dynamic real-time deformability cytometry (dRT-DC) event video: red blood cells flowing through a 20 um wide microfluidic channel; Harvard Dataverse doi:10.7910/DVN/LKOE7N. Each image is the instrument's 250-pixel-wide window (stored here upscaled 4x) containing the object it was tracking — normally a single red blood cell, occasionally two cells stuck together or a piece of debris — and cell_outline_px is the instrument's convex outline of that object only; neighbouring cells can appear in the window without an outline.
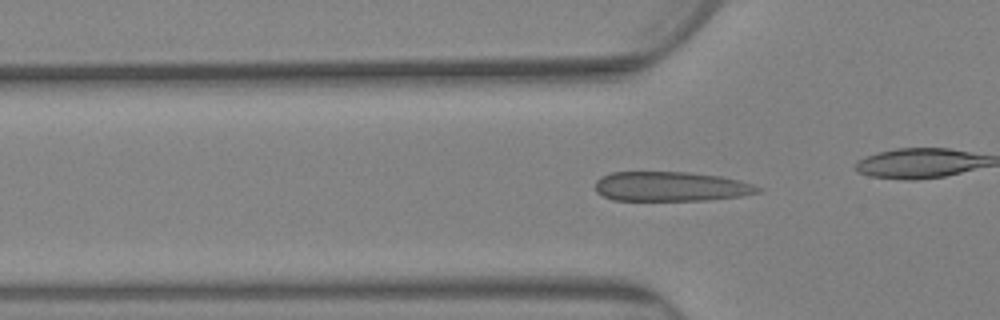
{"species": "Egyptian fruit bat (a non-hibernating species)", "species_latin": "Rousettus aegyptiacus", "temperature_condition": "warm", "stored_images_in_passage": 64, "camera_frame_rate_fps": 3000, "um_per_image_px": 0.085, "animal": {"sex": "female"}, "frame": {"image": 1, "passage_image": 25, "time_ms": 8.0, "image_size_px": [1000, 320], "cell_outline_px": [[760, 192], [740, 196], [708, 200], [612, 200], [596, 192], [596, 180], [600, 176], [612, 172], [688, 172], [720, 176], [752, 184], [760, 188]], "centroid_in_image_um": [56.98, 15.85], "position_along_channel_um": 68.8, "area_um2": 27.92}}
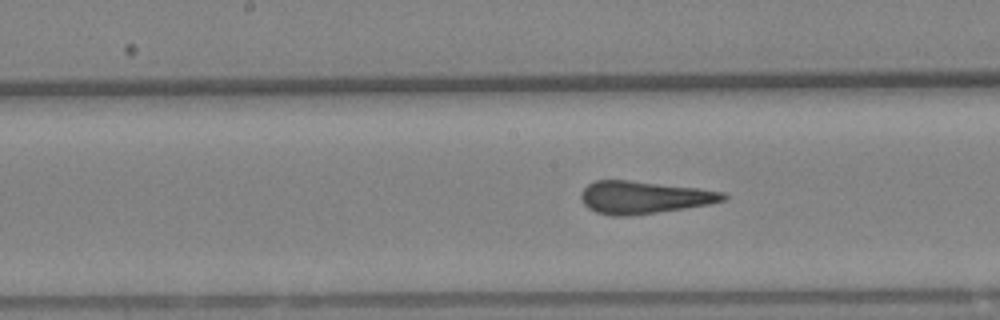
{"frame": {"image": 2, "passage_image": 40, "time_ms": 13.0, "image_size_px": [1000, 320], "cell_outline_px": [[728, 196], [724, 200], [708, 204], [684, 208], [628, 216], [612, 216], [596, 212], [588, 208], [584, 204], [580, 196], [580, 192], [588, 184], [596, 180], [628, 180], [696, 188], [724, 192]], "centroid_in_image_um": [54.68, 16.77], "position_along_channel_um": 193.5, "area_um2": 26.7}}
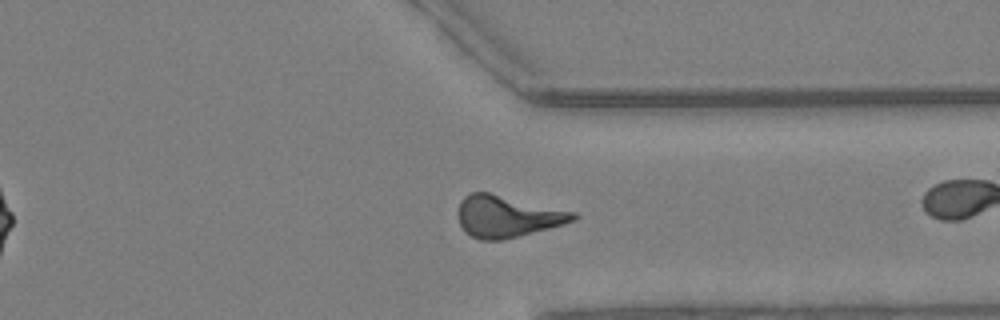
{"frame": {"image": 3, "passage_image": 61, "time_ms": 20.0, "image_size_px": [1000, 320], "cell_outline_px": [[580, 216], [576, 220], [564, 224], [500, 240], [480, 240], [464, 232], [460, 224], [456, 212], [460, 200], [468, 192], [488, 192], [576, 212]], "centroid_in_image_um": [43.08, 18.38], "position_along_channel_um": 368.3, "area_um2": 28.03}}